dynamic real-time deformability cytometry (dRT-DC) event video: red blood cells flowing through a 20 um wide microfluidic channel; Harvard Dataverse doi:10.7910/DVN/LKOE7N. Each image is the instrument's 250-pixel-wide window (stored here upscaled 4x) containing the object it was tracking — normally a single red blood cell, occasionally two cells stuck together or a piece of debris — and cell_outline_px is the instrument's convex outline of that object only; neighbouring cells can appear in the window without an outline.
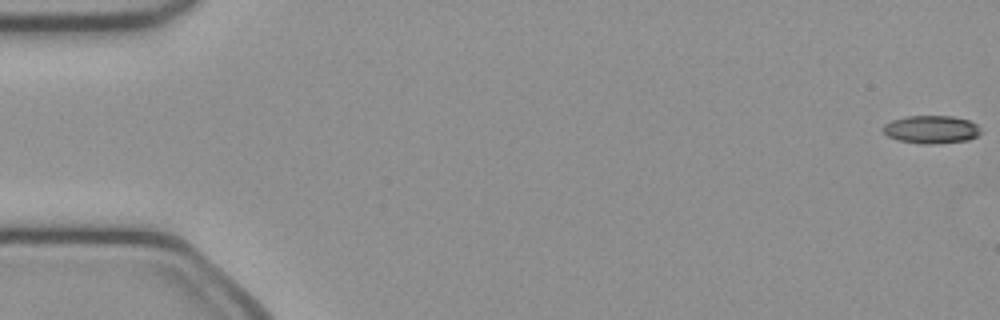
{"species": "common noctule bat (a hibernating species)", "species_latin": "Nyctalus noctula", "temperature_condition": "cold", "stored_images_in_passage": 51, "camera_frame_rate_fps": 3000, "um_per_image_px": 0.085, "animal": {"sex": "female", "body_mass_g": 21.9}, "frame": {"image": 1, "passage_image": 1, "time_ms": 0.0, "image_size_px": [1000, 320], "cell_outline_px": [[980, 132], [976, 136], [968, 140], [932, 144], [924, 144], [896, 140], [888, 136], [880, 128], [884, 124], [892, 120], [908, 116], [952, 116], [968, 120], [976, 124], [980, 128]], "centroid_in_image_um": [79.12, 11.0], "position_along_channel_um": 5.9, "area_um2": 15.9}}
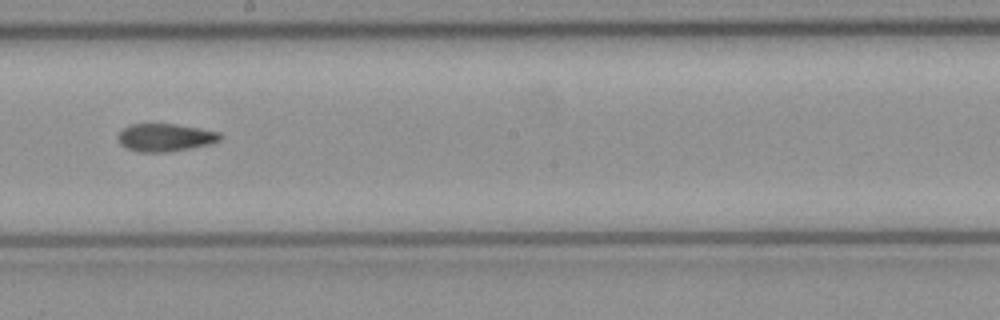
{"frame": {"image": 2, "passage_image": 29, "time_ms": 9.333, "image_size_px": [1000, 320], "cell_outline_px": [[224, 136], [220, 140], [212, 144], [192, 148], [168, 152], [140, 152], [128, 148], [120, 144], [116, 140], [116, 136], [124, 128], [132, 124], [176, 124], [200, 128], [220, 132]], "centroid_in_image_um": [14.08, 11.69], "position_along_channel_um": 234.1, "area_um2": 16.76}}
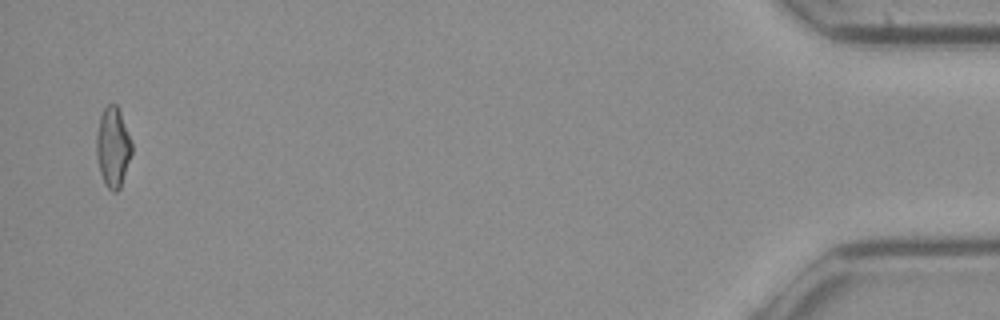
{"frame": {"image": 3, "passage_image": 50, "time_ms": 16.333, "image_size_px": [1000, 320], "cell_outline_px": [[132, 152], [120, 188], [116, 192], [112, 192], [104, 184], [100, 172], [96, 156], [96, 132], [100, 116], [104, 108], [108, 104], [116, 104], [120, 112], [132, 144]], "centroid_in_image_um": [9.58, 12.53], "position_along_channel_um": 425.6, "area_um2": 16.42}, "authors_computed_cell_mechanics": {"area_um2": 16.5308, "velocity_mm_per_s": 4.0658, "shape_relaxation_time_tau1_ms": 10.7714, "shape_relaxation_time_tau2_ms": 3.5337, "deformation_change_tau1": 0.2292, "deformation_change_tau2": 0.1031}}